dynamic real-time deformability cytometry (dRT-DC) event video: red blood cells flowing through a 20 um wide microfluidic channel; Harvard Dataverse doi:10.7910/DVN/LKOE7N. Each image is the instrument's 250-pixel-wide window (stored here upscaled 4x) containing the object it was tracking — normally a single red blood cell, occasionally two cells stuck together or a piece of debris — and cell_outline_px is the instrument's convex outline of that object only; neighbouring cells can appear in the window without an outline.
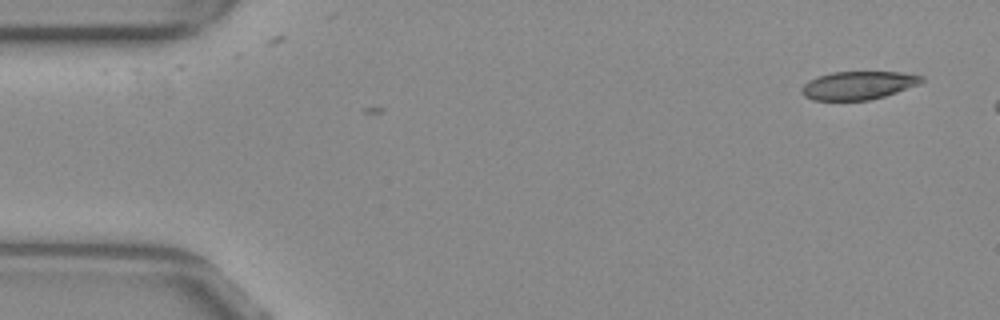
{"species": "common noctule bat (a hibernating species)", "species_latin": "Nyctalus noctula", "temperature_condition": "warm", "stored_images_in_passage": 4, "camera_frame_rate_fps": 3000, "um_per_image_px": 0.085, "animal": {"sex": "female", "body_mass_g": 29.2, "forearm_length_mm": 56.3}, "frame": {"image": 1, "passage_image": 1, "time_ms": 0.0, "image_size_px": [1000, 320], "cell_outline_px": [[924, 80], [920, 84], [884, 96], [868, 100], [812, 100], [804, 96], [800, 92], [800, 88], [808, 80], [816, 76], [832, 72], [900, 72], [924, 76]], "centroid_in_image_um": [72.91, 7.25], "position_along_channel_um": 12.1, "area_um2": 19.83}}